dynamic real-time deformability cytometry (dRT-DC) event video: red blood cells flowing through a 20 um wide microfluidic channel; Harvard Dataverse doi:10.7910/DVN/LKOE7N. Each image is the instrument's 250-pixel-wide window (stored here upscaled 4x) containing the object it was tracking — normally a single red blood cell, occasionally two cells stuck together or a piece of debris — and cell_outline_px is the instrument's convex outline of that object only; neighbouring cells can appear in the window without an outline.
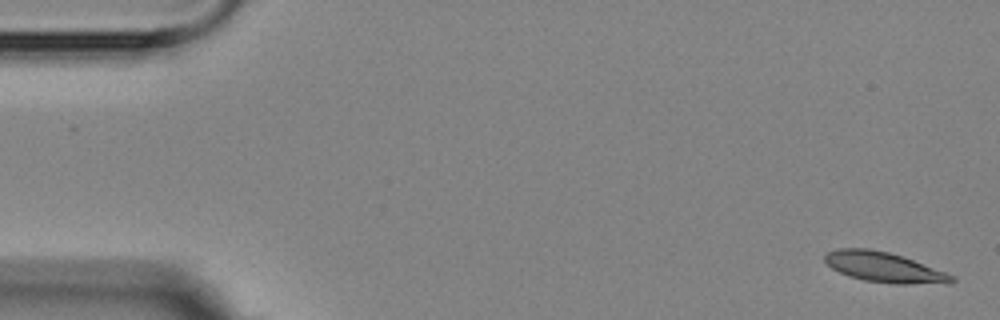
{"species": "Egyptian fruit bat (a non-hibernating species)", "species_latin": "Rousettus aegyptiacus", "temperature_condition": "room temperature", "stored_images_in_passage": 6, "segment_of_instrument_passage": [1, 2], "camera_frame_rate_fps": 3000, "um_per_image_px": 0.085, "animal": {"sex": "female"}, "frame": {"image": 1, "passage_image": 1, "time_ms": 0.0, "image_size_px": [1000, 320], "cell_outline_px": [[956, 280], [952, 284], [896, 284], [864, 280], [848, 276], [832, 268], [824, 260], [824, 256], [828, 252], [836, 248], [868, 248], [888, 252], [912, 260], [944, 272], [952, 276]], "centroid_in_image_um": [75.13, 22.73], "position_along_channel_um": 9.9, "area_um2": 22.08}}